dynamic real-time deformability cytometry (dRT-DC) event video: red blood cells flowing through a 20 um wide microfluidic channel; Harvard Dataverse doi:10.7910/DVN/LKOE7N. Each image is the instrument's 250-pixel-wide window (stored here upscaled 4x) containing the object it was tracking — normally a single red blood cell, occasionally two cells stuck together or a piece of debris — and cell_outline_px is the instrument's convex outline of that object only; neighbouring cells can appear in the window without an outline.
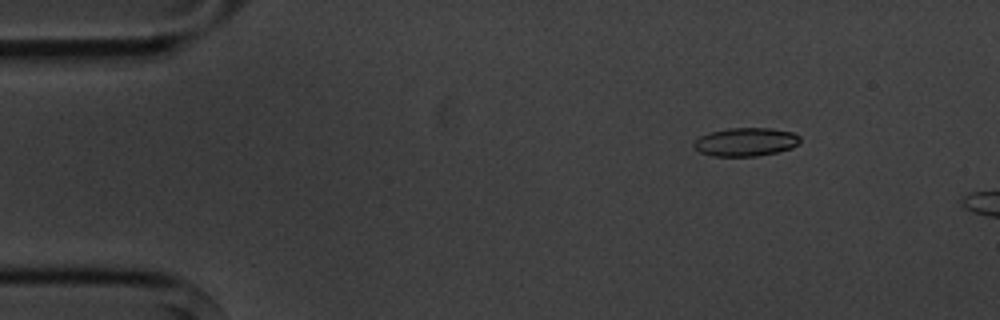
{"species": "common noctule bat (a hibernating species)", "species_latin": "Nyctalus noctula", "temperature_condition": "cold", "stored_images_in_passage": 2, "camera_frame_rate_fps": 3000, "um_per_image_px": 0.085, "animal": {"sex": "male", "body_mass_g": 20.1, "forearm_length_mm": 53.5}, "frame": {"image": 1, "passage_image": 1, "time_ms": 0.0, "image_size_px": [1000, 320], "cell_outline_px": [[800, 140], [792, 148], [776, 152], [756, 156], [712, 156], [700, 152], [692, 144], [700, 136], [712, 132], [728, 128], [772, 128], [792, 132], [800, 136]], "centroid_in_image_um": [63.39, 12.06], "position_along_channel_um": 21.6, "area_um2": 17.46}}